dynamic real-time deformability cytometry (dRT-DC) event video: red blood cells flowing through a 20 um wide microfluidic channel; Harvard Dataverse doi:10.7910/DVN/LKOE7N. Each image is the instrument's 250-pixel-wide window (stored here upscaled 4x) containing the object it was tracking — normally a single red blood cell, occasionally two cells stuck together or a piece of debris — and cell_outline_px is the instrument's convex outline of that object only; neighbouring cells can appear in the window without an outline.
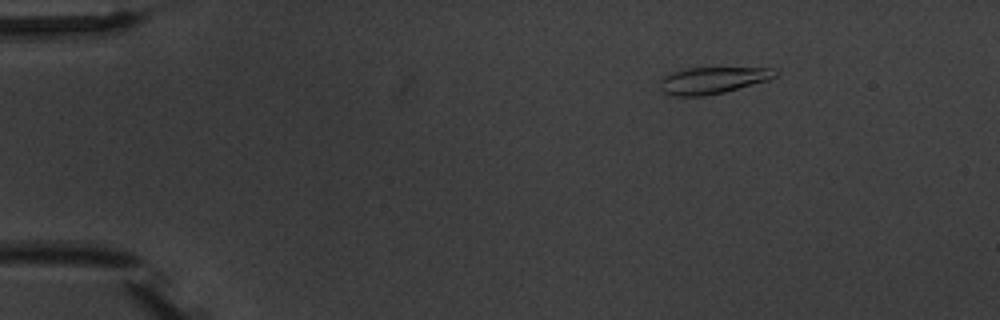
{"species": "common noctule bat (a hibernating species)", "species_latin": "Nyctalus noctula", "temperature_condition": "warm", "stored_images_in_passage": 5, "camera_frame_rate_fps": 3000, "um_per_image_px": 0.085, "animal": {"sex": "male", "body_mass_g": 20.1, "forearm_length_mm": 53.5}, "frame": {"image": 1, "passage_image": 2, "time_ms": 1.333, "image_size_px": [1000, 320], "cell_outline_px": [[780, 72], [776, 76], [768, 80], [724, 92], [704, 96], [676, 96], [664, 92], [660, 88], [660, 80], [664, 76], [672, 72], [688, 68], [772, 68]], "centroid_in_image_um": [60.58, 6.82], "position_along_channel_um": 24.4, "area_um2": 17.8}}